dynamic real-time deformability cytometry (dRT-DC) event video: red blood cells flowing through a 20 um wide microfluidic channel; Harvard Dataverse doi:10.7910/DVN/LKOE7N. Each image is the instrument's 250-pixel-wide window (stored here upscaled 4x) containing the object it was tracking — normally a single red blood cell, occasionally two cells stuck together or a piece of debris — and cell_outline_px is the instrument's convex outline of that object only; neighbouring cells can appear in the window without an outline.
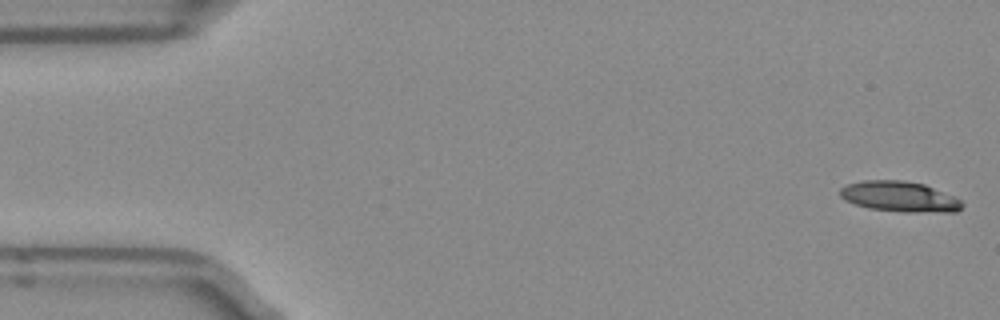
{"species": "Egyptian fruit bat (a non-hibernating species)", "species_latin": "Rousettus aegyptiacus", "temperature_condition": "room temperature", "stored_images_in_passage": 5, "camera_frame_rate_fps": 3000, "um_per_image_px": 0.085, "frame": {"image": 1, "passage_image": 1, "time_ms": 0.0, "image_size_px": [1000, 320], "cell_outline_px": [[964, 204], [956, 212], [904, 212], [868, 208], [844, 200], [840, 196], [840, 188], [848, 184], [864, 180], [900, 180], [924, 184], [952, 196], [960, 200]], "centroid_in_image_um": [76.44, 16.71], "position_along_channel_um": 8.6, "area_um2": 21.5}}
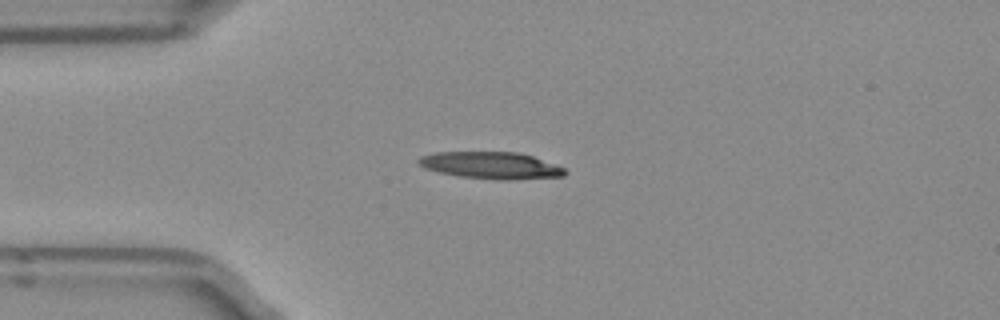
{"frame": {"image": 2, "passage_image": 4, "time_ms": 1.0, "image_size_px": [1000, 320], "cell_outline_px": [[568, 172], [564, 176], [508, 180], [500, 180], [460, 176], [440, 172], [424, 168], [416, 164], [416, 160], [420, 156], [436, 152], [520, 152], [556, 164], [564, 168]], "centroid_in_image_um": [41.72, 14.05], "position_along_channel_um": 43.3, "area_um2": 23.06}}